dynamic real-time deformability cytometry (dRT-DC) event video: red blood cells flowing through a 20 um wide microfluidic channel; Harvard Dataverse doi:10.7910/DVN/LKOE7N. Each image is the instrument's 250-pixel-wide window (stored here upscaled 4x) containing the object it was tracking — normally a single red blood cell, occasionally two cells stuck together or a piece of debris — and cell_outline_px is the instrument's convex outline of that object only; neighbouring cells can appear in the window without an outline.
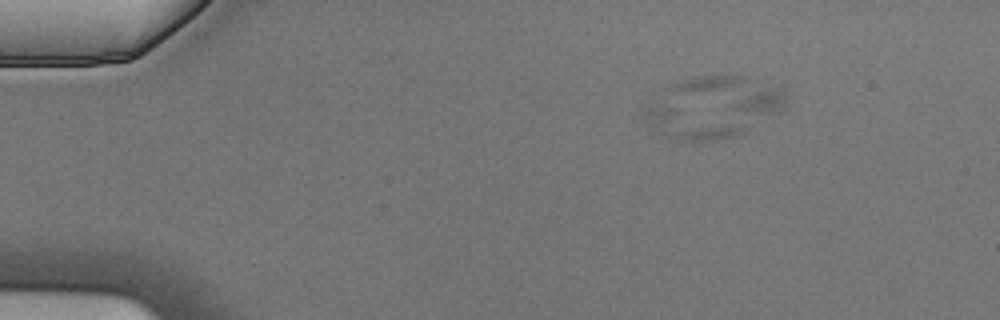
{"species": "Egyptian fruit bat (a non-hibernating species)", "species_latin": "Rousettus aegyptiacus", "temperature_condition": "cold", "stored_images_in_passage": 13, "camera_frame_rate_fps": 3000, "um_per_image_px": 0.085, "animal": {"sex": "male"}, "frame": {"image": 1, "passage_image": 1, "time_ms": 0.0, "image_size_px": [1000, 320], "cell_outline_px": [[744, 132], [736, 136], [704, 144], [672, 140], [660, 136], [640, 116], [640, 108], [648, 92], [652, 92], [736, 124], [744, 128]], "centroid_in_image_um": [58.22, 10.33], "position_along_channel_um": 26.8, "area_um2": 21.85}}